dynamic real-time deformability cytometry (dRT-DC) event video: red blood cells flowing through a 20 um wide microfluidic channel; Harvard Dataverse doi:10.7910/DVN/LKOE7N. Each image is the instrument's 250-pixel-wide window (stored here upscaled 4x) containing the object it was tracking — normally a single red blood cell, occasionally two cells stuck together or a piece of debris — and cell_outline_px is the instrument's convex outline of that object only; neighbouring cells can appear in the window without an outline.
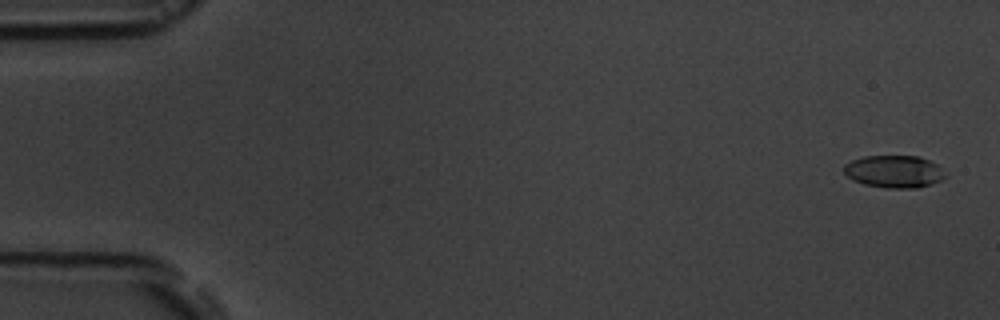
{"species": "common noctule bat (a hibernating species)", "species_latin": "Nyctalus noctula", "temperature_condition": "room temperature", "stored_images_in_passage": 8, "camera_frame_rate_fps": 3000, "um_per_image_px": 0.085, "animal": {"sex": "male", "body_mass_g": 19.5, "forearm_length_mm": 54.6}, "frame": {"image": 1, "passage_image": 1, "time_ms": 0.0, "image_size_px": [1000, 320], "cell_outline_px": [[948, 176], [940, 180], [916, 188], [884, 188], [864, 184], [852, 180], [844, 172], [844, 164], [852, 160], [864, 156], [920, 156], [936, 164]], "centroid_in_image_um": [75.98, 14.58], "position_along_channel_um": 9.0, "area_um2": 19.07}}
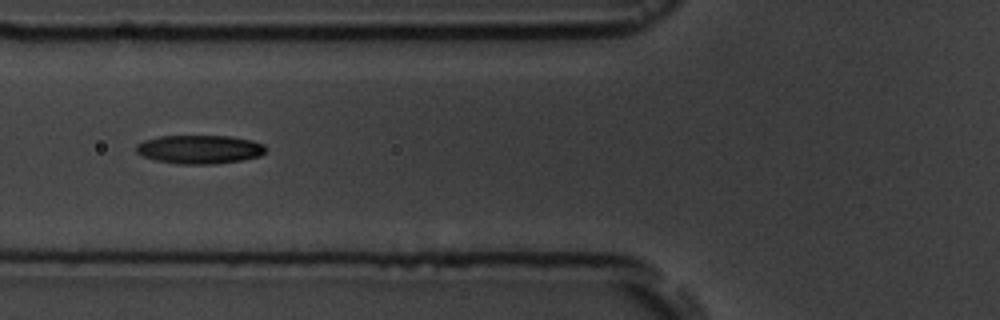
{"frame": {"image": 2, "passage_image": 7, "time_ms": 6.667, "image_size_px": [1000, 320], "cell_outline_px": [[268, 148], [260, 156], [240, 160], [212, 164], [180, 164], [156, 160], [144, 156], [136, 152], [136, 144], [144, 140], [160, 136], [232, 136], [252, 140], [264, 144]], "centroid_in_image_um": [16.98, 12.68], "position_along_channel_um": 108.8, "area_um2": 21.62}}
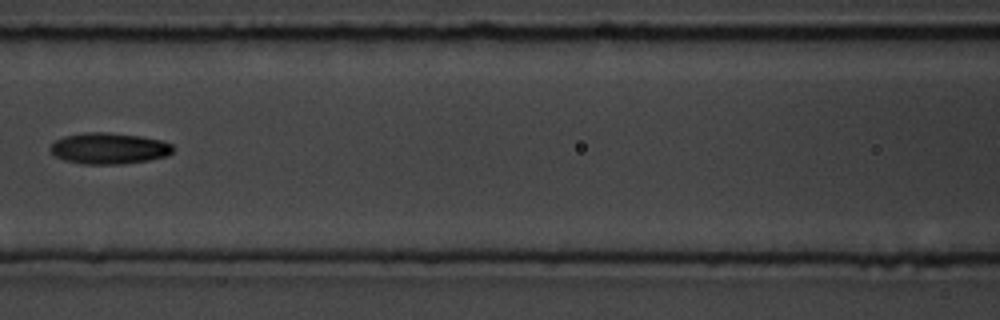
{"frame": {"image": 3, "passage_image": 8, "time_ms": 8.0, "image_size_px": [1000, 320], "cell_outline_px": [[172, 152], [168, 156], [148, 160], [120, 164], [84, 164], [64, 160], [56, 156], [52, 152], [52, 144], [56, 140], [64, 136], [84, 132], [108, 132], [140, 136], [160, 140], [172, 144]], "centroid_in_image_um": [9.28, 12.61], "position_along_channel_um": 157.3, "area_um2": 22.14}}